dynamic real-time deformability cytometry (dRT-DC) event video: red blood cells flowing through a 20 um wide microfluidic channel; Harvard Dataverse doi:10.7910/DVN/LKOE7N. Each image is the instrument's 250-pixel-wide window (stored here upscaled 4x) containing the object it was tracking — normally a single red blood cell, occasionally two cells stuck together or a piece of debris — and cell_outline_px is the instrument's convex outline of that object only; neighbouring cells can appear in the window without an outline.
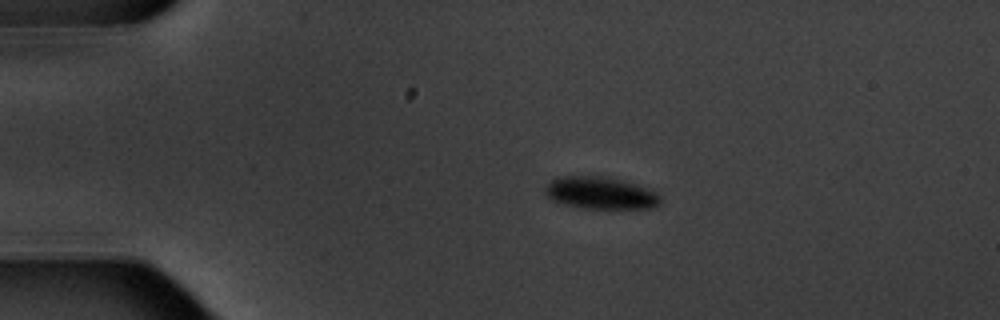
{"species": "common noctule bat (a hibernating species)", "species_latin": "Nyctalus noctula", "temperature_condition": "warm", "stored_images_in_passage": 7, "camera_frame_rate_fps": 3000, "um_per_image_px": 0.085, "animal": {"sex": "male", "body_mass_g": 20.1, "forearm_length_mm": 53.5}, "frame": {"image": 1, "passage_image": 1, "time_ms": 0.0, "image_size_px": [1000, 320], "cell_outline_px": [[660, 204], [656, 208], [580, 208], [564, 204], [552, 200], [544, 192], [544, 184], [552, 180], [564, 176], [604, 176], [636, 184], [656, 192], [660, 196]], "centroid_in_image_um": [51.03, 16.41], "position_along_channel_um": 34.0, "area_um2": 21.62}}
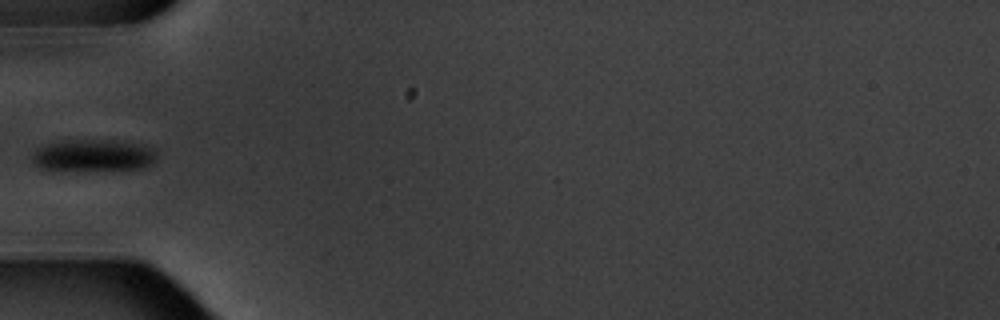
{"frame": {"image": 2, "passage_image": 3, "time_ms": 2.667, "image_size_px": [1000, 320], "cell_outline_px": [[156, 160], [152, 164], [144, 168], [40, 168], [32, 160], [32, 152], [36, 148], [44, 144], [64, 140], [112, 140], [156, 148]], "centroid_in_image_um": [7.93, 13.16], "position_along_channel_um": 77.1, "area_um2": 22.37}}
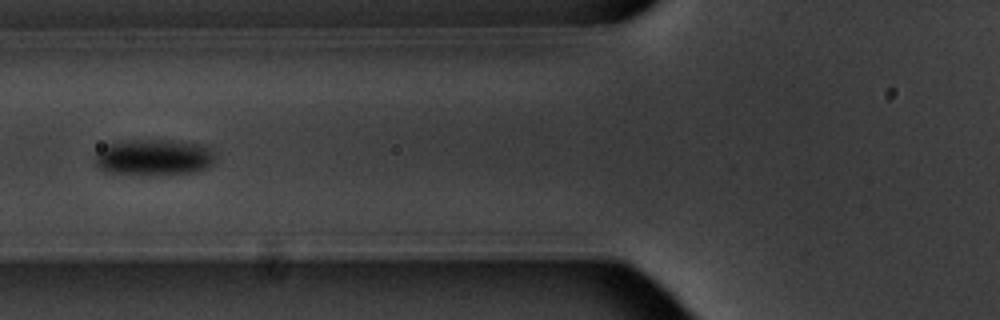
{"frame": {"image": 3, "passage_image": 4, "time_ms": 3.667, "image_size_px": [1000, 320], "cell_outline_px": [[212, 164], [208, 168], [192, 172], [164, 176], [104, 172], [92, 164], [92, 160], [96, 152], [100, 148], [108, 144], [132, 140], [172, 140], [208, 144], [212, 152]], "centroid_in_image_um": [13.03, 13.39], "position_along_channel_um": 112.8, "area_um2": 26.07}}